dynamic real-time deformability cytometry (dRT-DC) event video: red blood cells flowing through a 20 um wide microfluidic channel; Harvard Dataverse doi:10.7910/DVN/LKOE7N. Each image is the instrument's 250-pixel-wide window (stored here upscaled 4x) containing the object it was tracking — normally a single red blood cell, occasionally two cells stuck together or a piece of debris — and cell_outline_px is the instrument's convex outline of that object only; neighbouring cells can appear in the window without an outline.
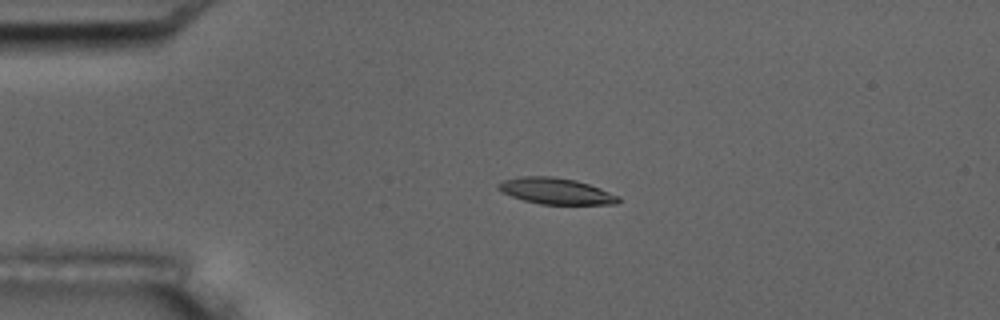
{"species": "common noctule bat (a hibernating species)", "species_latin": "Nyctalus noctula", "temperature_condition": "room temperature", "stored_images_in_passage": 4, "camera_frame_rate_fps": 3000, "um_per_image_px": 0.085, "animal": {"sex": "male", "body_mass_g": 17.5, "forearm_length_mm": 52.3}, "frame": {"image": 1, "passage_image": 3, "time_ms": 3.333, "image_size_px": [1000, 320], "cell_outline_px": [[620, 200], [616, 204], [540, 204], [524, 200], [512, 196], [496, 188], [496, 184], [504, 180], [520, 176], [552, 176], [576, 180], [600, 188], [620, 196]], "centroid_in_image_um": [47.25, 16.23], "position_along_channel_um": 37.7, "area_um2": 18.26}}